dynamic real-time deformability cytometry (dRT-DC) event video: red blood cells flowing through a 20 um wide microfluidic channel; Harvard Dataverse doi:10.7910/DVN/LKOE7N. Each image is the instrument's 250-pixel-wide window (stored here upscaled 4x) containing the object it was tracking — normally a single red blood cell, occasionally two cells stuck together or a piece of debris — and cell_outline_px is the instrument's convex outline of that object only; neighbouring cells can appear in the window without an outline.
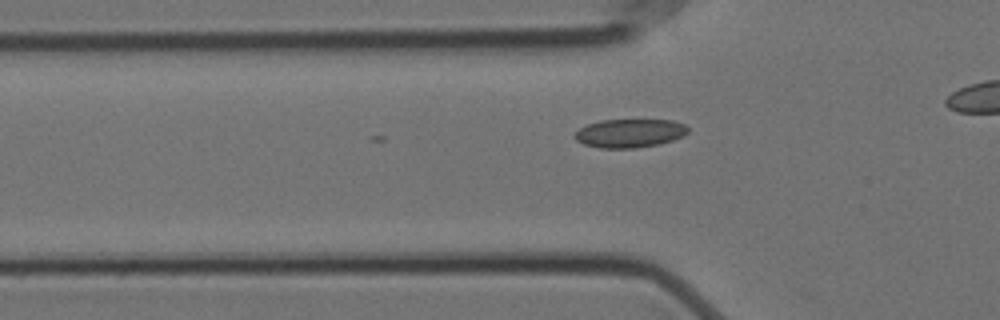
{"species": "Egyptian fruit bat (a non-hibernating species)", "species_latin": "Rousettus aegyptiacus", "temperature_condition": "cold", "stored_images_in_passage": 18, "camera_frame_rate_fps": 3000, "um_per_image_px": 0.085, "animal": {"sex": "female"}, "frame": {"image": 1, "passage_image": 14, "time_ms": 4.333, "image_size_px": [1000, 320], "cell_outline_px": [[688, 132], [684, 136], [660, 144], [636, 148], [600, 148], [584, 144], [576, 140], [572, 136], [580, 128], [588, 124], [600, 120], [672, 120], [684, 124], [688, 128]], "centroid_in_image_um": [53.52, 11.33], "position_along_channel_um": 72.3, "area_um2": 18.9}}
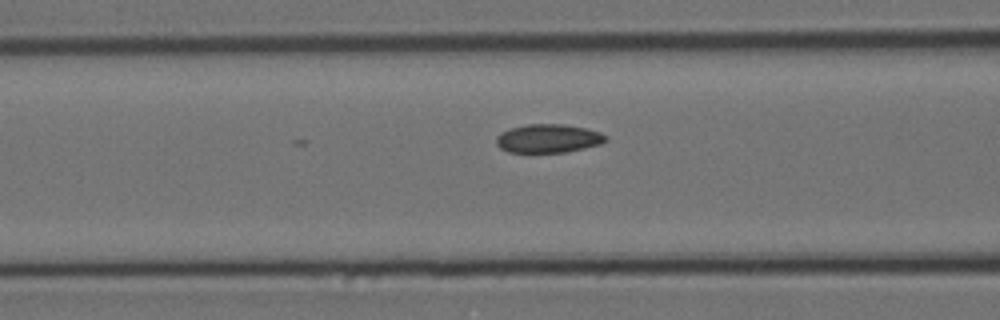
{"frame": {"image": 2, "passage_image": 18, "time_ms": 5.667, "image_size_px": [1000, 320], "cell_outline_px": [[608, 140], [600, 144], [584, 148], [564, 152], [508, 152], [500, 148], [496, 144], [496, 136], [500, 132], [512, 128], [528, 124], [564, 124], [584, 128], [600, 132], [608, 136]], "centroid_in_image_um": [46.6, 11.77], "position_along_channel_um": 120.0, "area_um2": 18.21}}